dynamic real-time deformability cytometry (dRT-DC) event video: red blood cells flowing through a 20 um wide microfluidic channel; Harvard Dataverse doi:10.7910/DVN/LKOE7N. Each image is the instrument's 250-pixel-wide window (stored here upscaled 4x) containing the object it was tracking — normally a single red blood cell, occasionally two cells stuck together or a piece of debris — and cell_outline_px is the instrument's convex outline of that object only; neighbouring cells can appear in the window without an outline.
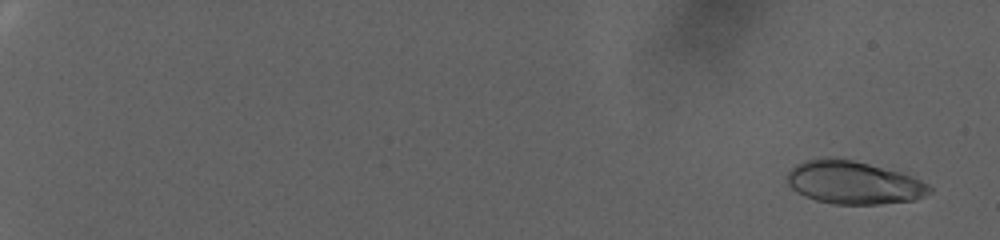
{"species": "human", "species_latin": "Homo sapiens", "temperature_condition": "warm", "stored_images_in_passage": 13, "camera_frame_rate_fps": 3000, "um_per_image_px": 0.085, "donor": {"sex": "female"}, "frame": {"image": 1, "passage_image": 2, "time_ms": 0.333, "image_size_px": [1000, 240], "cell_outline_px": [[932, 192], [924, 196], [912, 200], [880, 204], [832, 204], [816, 200], [804, 196], [796, 192], [788, 184], [788, 172], [796, 164], [820, 156], [824, 156], [852, 160], [900, 172], [912, 176], [928, 184], [932, 188]], "centroid_in_image_um": [72.54, 15.52], "position_along_channel_um": 12.5, "area_um2": 35.66}}
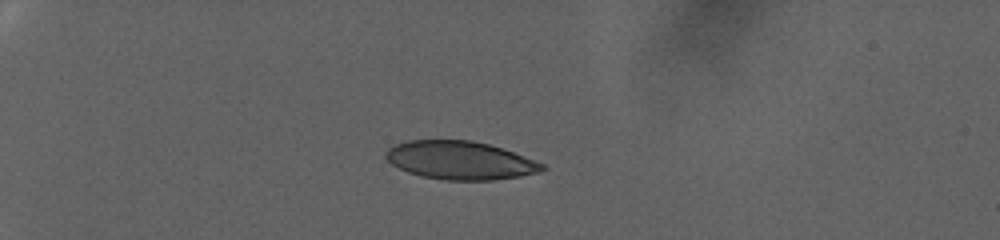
{"frame": {"image": 2, "passage_image": 9, "time_ms": 2.667, "image_size_px": [1000, 240], "cell_outline_px": [[548, 168], [540, 172], [520, 176], [492, 180], [444, 180], [420, 176], [408, 172], [392, 164], [384, 156], [384, 152], [388, 148], [396, 144], [408, 140], [472, 140], [488, 144], [512, 152], [544, 164]], "centroid_in_image_um": [39.09, 13.63], "position_along_channel_um": 45.9, "area_um2": 34.8}}
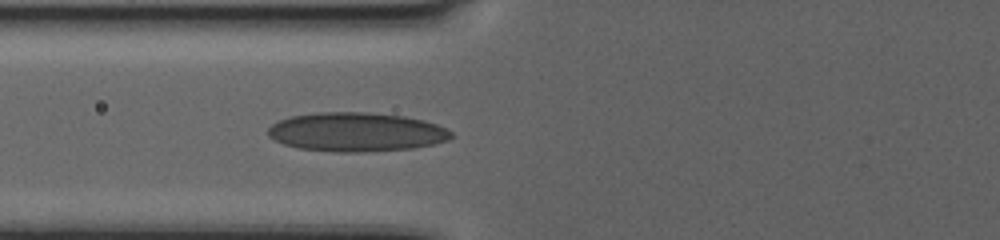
{"frame": {"image": 3, "passage_image": 13, "time_ms": 4.0, "image_size_px": [1000, 240], "cell_outline_px": [[452, 136], [448, 140], [432, 144], [412, 148], [360, 152], [336, 152], [296, 148], [284, 144], [268, 136], [268, 128], [272, 124], [288, 116], [316, 112], [368, 112], [404, 116], [424, 120], [436, 124], [452, 132]], "centroid_in_image_um": [30.25, 11.21], "position_along_channel_um": 95.5, "area_um2": 41.67}}